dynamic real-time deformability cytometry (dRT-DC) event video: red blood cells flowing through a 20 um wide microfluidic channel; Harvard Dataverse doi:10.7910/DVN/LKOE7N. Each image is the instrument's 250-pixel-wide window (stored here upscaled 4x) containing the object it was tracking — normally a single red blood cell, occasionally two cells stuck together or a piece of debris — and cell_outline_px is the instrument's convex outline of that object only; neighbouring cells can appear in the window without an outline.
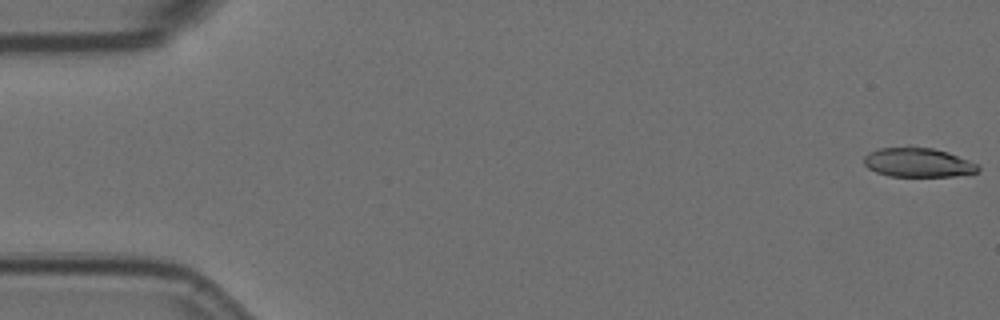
{"species": "Egyptian fruit bat (a non-hibernating species)", "species_latin": "Rousettus aegyptiacus", "temperature_condition": "room temperature", "stored_images_in_passage": 17, "camera_frame_rate_fps": 3000, "um_per_image_px": 0.085, "animal": {"sex": "female"}, "frame": {"image": 1, "passage_image": 1, "time_ms": 0.0, "image_size_px": [1000, 320], "cell_outline_px": [[980, 168], [976, 172], [952, 176], [888, 176], [876, 172], [868, 168], [864, 164], [864, 156], [868, 152], [880, 148], [932, 148], [948, 152], [968, 160], [976, 164]], "centroid_in_image_um": [77.99, 13.82], "position_along_channel_um": 7.0, "area_um2": 19.07}}
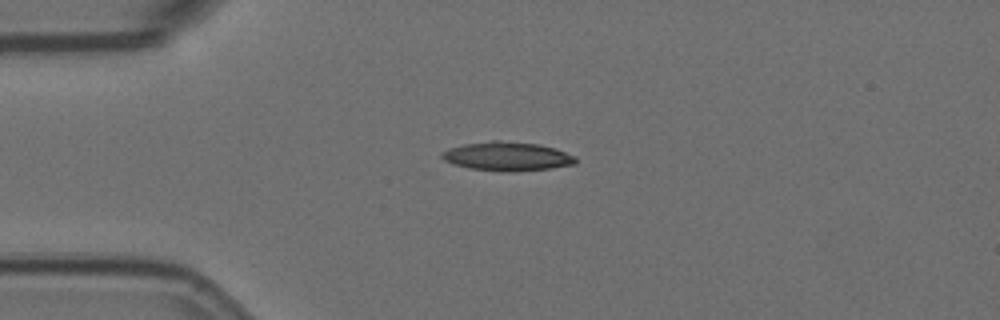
{"frame": {"image": 2, "passage_image": 14, "time_ms": 4.333, "image_size_px": [1000, 320], "cell_outline_px": [[576, 164], [552, 168], [516, 172], [500, 172], [468, 168], [452, 164], [444, 160], [440, 156], [440, 152], [448, 148], [464, 144], [492, 140], [500, 140], [540, 144], [556, 148], [576, 156]], "centroid_in_image_um": [43.1, 13.29], "position_along_channel_um": 41.9, "area_um2": 23.06}}